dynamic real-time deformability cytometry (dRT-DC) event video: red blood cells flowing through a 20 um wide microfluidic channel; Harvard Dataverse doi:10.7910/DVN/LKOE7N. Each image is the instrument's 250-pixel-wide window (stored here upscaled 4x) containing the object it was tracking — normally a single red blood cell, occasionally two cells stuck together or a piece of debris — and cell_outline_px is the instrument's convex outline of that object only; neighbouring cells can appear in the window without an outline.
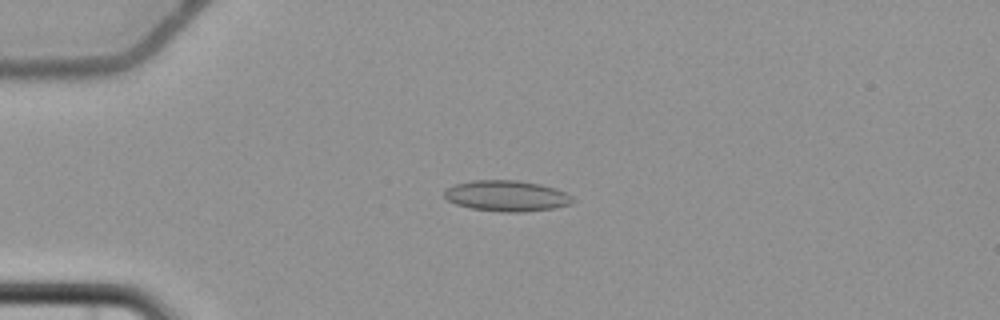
{"species": "common noctule bat (a hibernating species)", "species_latin": "Nyctalus noctula", "temperature_condition": "cold", "stored_images_in_passage": 6, "camera_frame_rate_fps": 3000, "um_per_image_px": 0.085, "animal": {"sex": "female", "body_mass_g": 22.7, "forearm_length_mm": 54.2}, "frame": {"image": 1, "passage_image": 4, "time_ms": 5.0, "image_size_px": [1000, 320], "cell_outline_px": [[576, 200], [572, 204], [556, 208], [524, 212], [500, 212], [472, 208], [456, 204], [448, 200], [444, 196], [444, 192], [448, 188], [456, 184], [472, 180], [516, 180], [540, 184], [564, 192], [572, 196]], "centroid_in_image_um": [43.1, 16.66], "position_along_channel_um": 41.9, "area_um2": 23.06}}
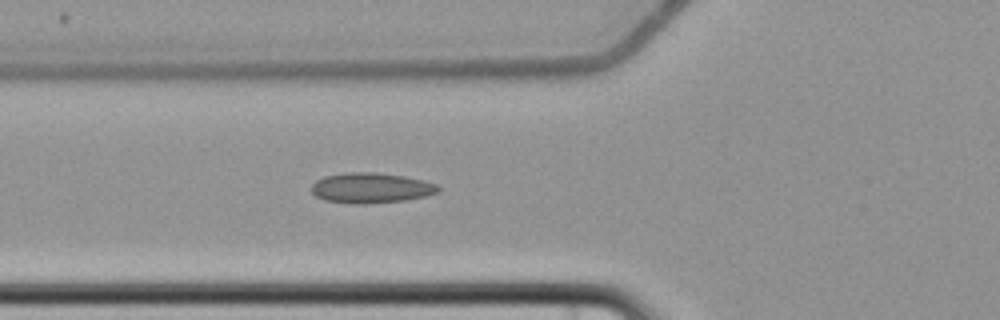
{"frame": {"image": 2, "passage_image": 6, "time_ms": 7.333, "image_size_px": [1000, 320], "cell_outline_px": [[440, 192], [424, 196], [404, 200], [368, 204], [356, 204], [324, 200], [316, 196], [312, 192], [312, 184], [316, 180], [324, 176], [344, 172], [376, 172], [404, 176], [424, 180], [436, 184], [440, 188]], "centroid_in_image_um": [31.53, 15.97], "position_along_channel_um": 94.3, "area_um2": 22.48}}